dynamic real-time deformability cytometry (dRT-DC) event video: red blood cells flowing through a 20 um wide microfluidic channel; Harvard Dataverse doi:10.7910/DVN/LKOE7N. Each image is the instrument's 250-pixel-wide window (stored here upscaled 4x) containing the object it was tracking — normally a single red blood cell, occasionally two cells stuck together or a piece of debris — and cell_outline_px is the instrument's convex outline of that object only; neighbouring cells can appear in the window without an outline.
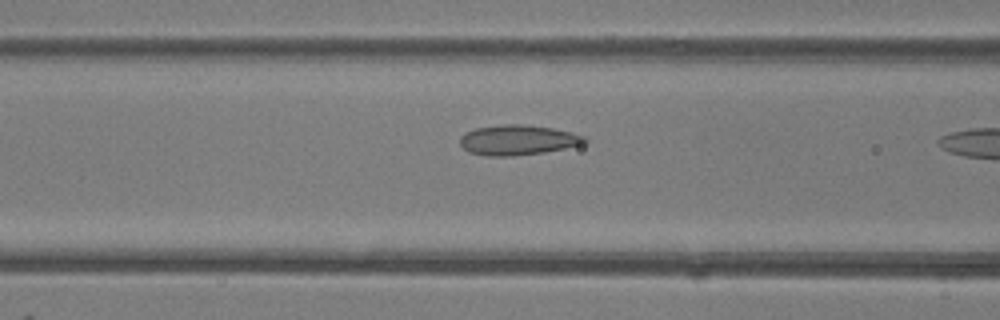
{"species": "common noctule bat (a hibernating species)", "species_latin": "Nyctalus noctula", "temperature_condition": "room temperature", "stored_images_in_passage": 18, "camera_frame_rate_fps": 3000, "um_per_image_px": 0.085, "animal": {"sex": "female"}, "frame": {"image": 1, "passage_image": 16, "time_ms": 5.0, "image_size_px": [1000, 320], "cell_outline_px": [[588, 140], [584, 144], [544, 152], [512, 156], [488, 156], [468, 152], [460, 144], [460, 136], [464, 132], [476, 128], [504, 124], [524, 124], [552, 128], [572, 132], [584, 136]], "centroid_in_image_um": [44.0, 11.9], "position_along_channel_um": 122.6, "area_um2": 21.91}}